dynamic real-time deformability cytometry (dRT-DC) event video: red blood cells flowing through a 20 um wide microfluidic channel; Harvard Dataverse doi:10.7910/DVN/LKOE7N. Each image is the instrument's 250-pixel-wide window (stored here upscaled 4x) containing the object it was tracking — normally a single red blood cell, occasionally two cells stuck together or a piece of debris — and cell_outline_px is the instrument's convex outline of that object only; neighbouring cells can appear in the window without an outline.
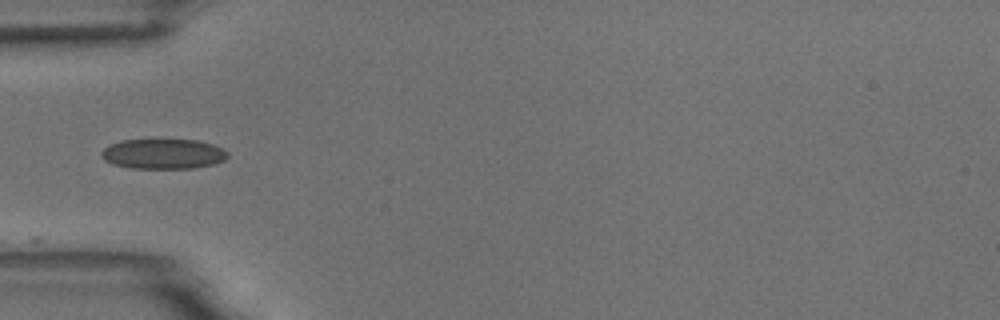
{"species": "common noctule bat (a hibernating species)", "species_latin": "Nyctalus noctula", "temperature_condition": "room temperature", "stored_images_in_passage": 9, "camera_frame_rate_fps": 3000, "um_per_image_px": 0.085, "animal": {"sex": "male", "body_mass_g": 18.8}, "frame": {"image": 1, "passage_image": 1, "time_ms": 0.0, "image_size_px": [1000, 320], "cell_outline_px": [[228, 156], [224, 160], [212, 164], [192, 168], [132, 168], [112, 164], [104, 160], [100, 156], [100, 152], [108, 144], [120, 140], [196, 140], [212, 144], [228, 152]], "centroid_in_image_um": [13.81, 13.08], "position_along_channel_um": 71.2, "area_um2": 22.08}}